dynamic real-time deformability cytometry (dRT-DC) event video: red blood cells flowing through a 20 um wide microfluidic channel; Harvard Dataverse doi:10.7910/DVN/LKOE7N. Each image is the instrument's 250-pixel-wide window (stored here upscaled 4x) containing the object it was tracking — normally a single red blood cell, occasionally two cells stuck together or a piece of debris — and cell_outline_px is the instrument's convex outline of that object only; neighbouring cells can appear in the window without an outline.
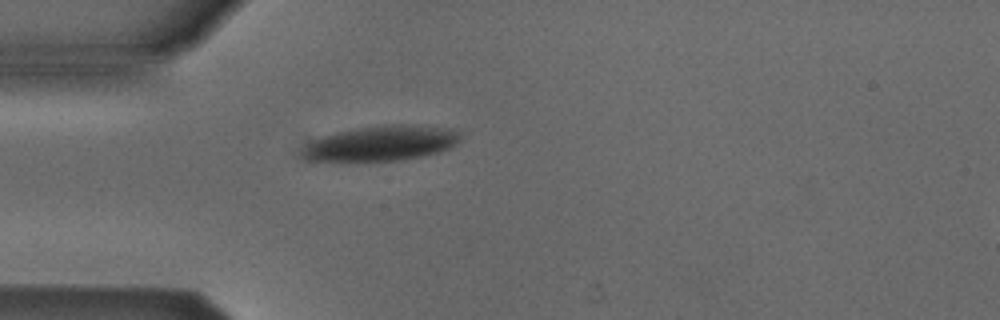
{"species": "Egyptian fruit bat (a non-hibernating species)", "species_latin": "Rousettus aegyptiacus", "temperature_condition": "cold", "stored_images_in_passage": 35, "camera_frame_rate_fps": 3000, "um_per_image_px": 0.085, "animal": {"sex": "male"}, "frame": {"image": 1, "passage_image": 2, "time_ms": 0.333, "image_size_px": [1000, 320], "cell_outline_px": [[460, 140], [448, 148], [436, 152], [396, 160], [308, 160], [304, 156], [308, 148], [316, 140], [324, 136], [340, 132], [364, 128], [392, 124], [400, 124], [452, 128], [460, 132]], "centroid_in_image_um": [32.54, 12.16], "position_along_channel_um": 52.5, "area_um2": 30.63}}
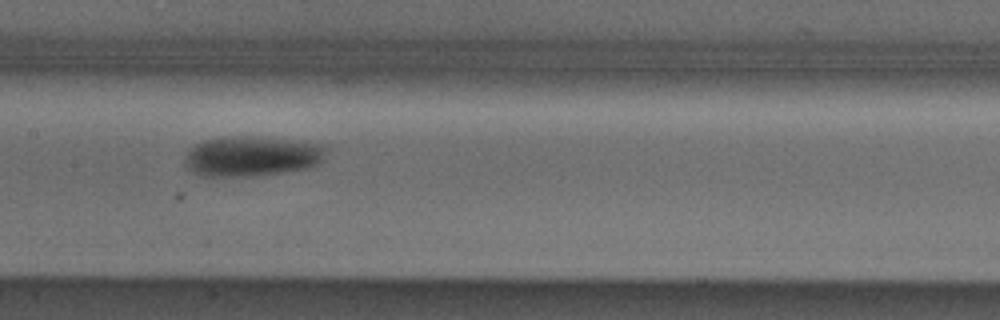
{"frame": {"image": 2, "passage_image": 13, "time_ms": 4.0, "image_size_px": [1000, 320], "cell_outline_px": [[324, 152], [320, 160], [316, 164], [308, 168], [280, 172], [244, 176], [204, 176], [192, 172], [184, 164], [184, 160], [188, 152], [196, 144], [204, 140], [224, 136], [284, 140], [320, 144], [324, 148]], "centroid_in_image_um": [21.3, 13.29], "position_along_channel_um": 186.1, "area_um2": 31.91}}
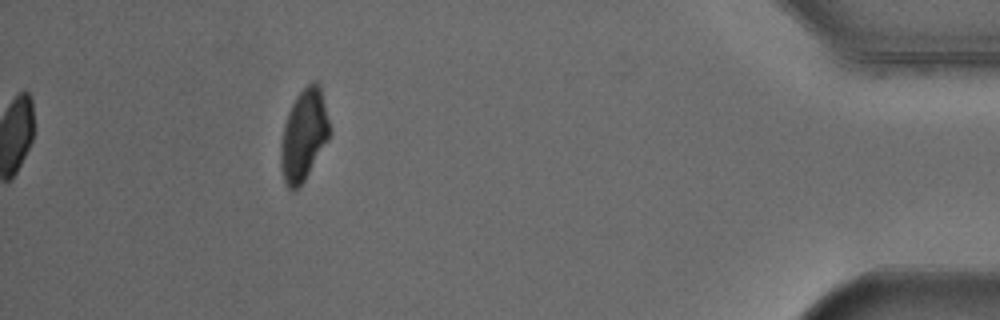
{"frame": {"image": 3, "passage_image": 35, "time_ms": 11.333, "image_size_px": [1000, 320], "cell_outline_px": [[332, 132], [328, 140], [304, 180], [296, 188], [288, 188], [284, 180], [280, 164], [280, 144], [284, 124], [288, 112], [296, 96], [312, 80], [316, 80], [320, 88], [332, 128]], "centroid_in_image_um": [25.84, 11.44], "position_along_channel_um": 409.4, "area_um2": 25.89}}